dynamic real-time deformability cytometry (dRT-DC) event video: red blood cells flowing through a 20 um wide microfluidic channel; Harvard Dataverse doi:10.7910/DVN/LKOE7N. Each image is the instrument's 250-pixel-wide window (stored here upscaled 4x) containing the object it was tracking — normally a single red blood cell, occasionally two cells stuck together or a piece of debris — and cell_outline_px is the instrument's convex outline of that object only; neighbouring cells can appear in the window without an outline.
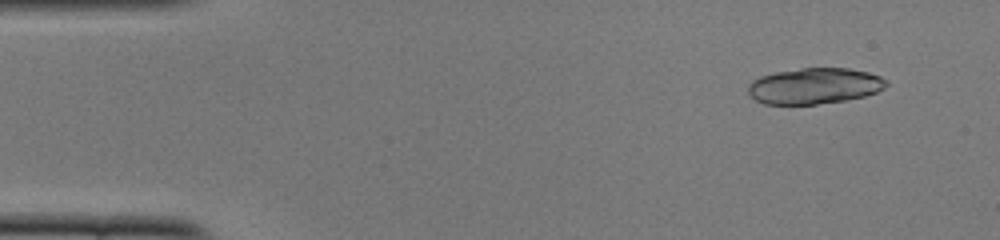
{"species": "common noctule bat (a hibernating species)", "species_latin": "Nyctalus noctula", "temperature_condition": "cold", "stored_images_in_passage": 50, "segment_of_instrument_passage": [1, 2], "camera_frame_rate_fps": 3000, "um_per_image_px": 0.085, "animal": {"sex": "female", "body_mass_g": 22.0, "forearm_length_mm": 56.7}, "frame": {"image": 1, "passage_image": 4, "time_ms": 1.0, "image_size_px": [1000, 240], "cell_outline_px": [[888, 84], [884, 88], [876, 92], [864, 96], [844, 100], [816, 104], [764, 104], [748, 96], [748, 84], [752, 80], [760, 76], [776, 72], [800, 68], [848, 68], [868, 72], [880, 76], [888, 80]], "centroid_in_image_um": [69.21, 7.3], "position_along_channel_um": 15.8, "area_um2": 29.07}}